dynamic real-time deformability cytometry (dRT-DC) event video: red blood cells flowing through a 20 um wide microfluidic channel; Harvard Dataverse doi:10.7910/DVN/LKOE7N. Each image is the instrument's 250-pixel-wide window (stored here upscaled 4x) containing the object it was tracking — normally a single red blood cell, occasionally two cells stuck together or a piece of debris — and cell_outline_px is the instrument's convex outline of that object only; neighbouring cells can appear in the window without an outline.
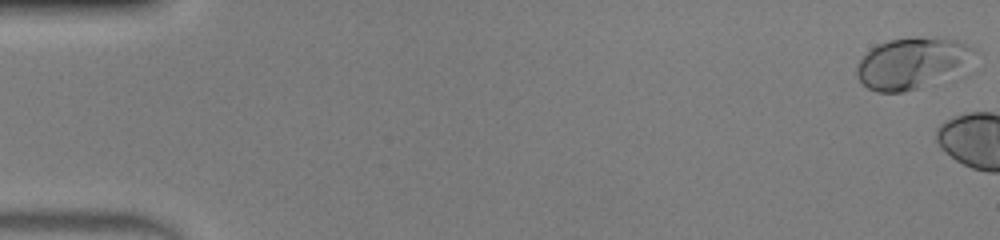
{"species": "human", "species_latin": "Homo sapiens", "temperature_condition": "warm", "stored_images_in_passage": 5, "camera_frame_rate_fps": 3000, "um_per_image_px": 0.085, "donor": {"sex": "male"}, "frame": {"image": 1, "passage_image": 1, "time_ms": 0.0, "image_size_px": [1000, 240], "cell_outline_px": [[972, 48], [956, 64], [920, 88], [904, 92], [876, 92], [868, 88], [856, 76], [856, 68], [860, 60], [872, 48], [888, 40], [916, 36], [920, 36], [956, 40], [968, 44]], "centroid_in_image_um": [77.23, 5.34], "position_along_channel_um": 7.8, "area_um2": 32.37}}